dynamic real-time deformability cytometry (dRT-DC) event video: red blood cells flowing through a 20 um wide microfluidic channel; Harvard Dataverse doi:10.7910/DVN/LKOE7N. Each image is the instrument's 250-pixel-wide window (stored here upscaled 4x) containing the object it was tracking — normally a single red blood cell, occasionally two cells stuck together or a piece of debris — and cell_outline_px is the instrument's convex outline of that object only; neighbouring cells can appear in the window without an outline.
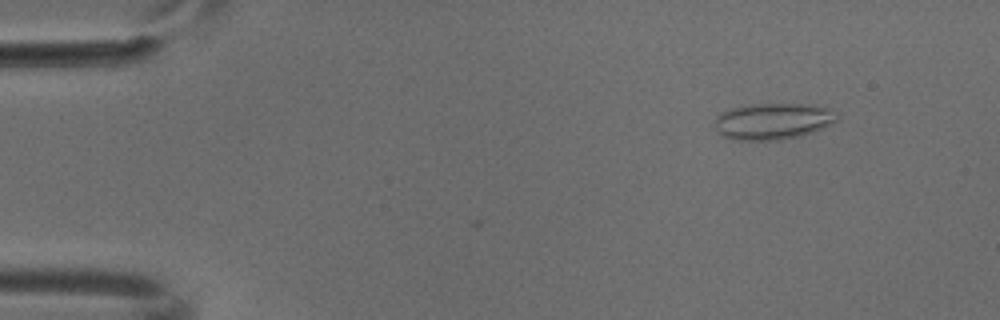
{"species": "common noctule bat (a hibernating species)", "species_latin": "Nyctalus noctula", "temperature_condition": "cold", "stored_images_in_passage": 7, "camera_frame_rate_fps": 3000, "um_per_image_px": 0.085, "animal": {"sex": "male", "body_mass_g": 18.8}, "frame": {"image": 1, "passage_image": 2, "time_ms": 0.333, "image_size_px": [1000, 320], "cell_outline_px": [[840, 120], [800, 136], [780, 140], [740, 140], [724, 136], [716, 128], [716, 116], [728, 108], [756, 104], [804, 104], [828, 108]], "centroid_in_image_um": [65.68, 10.3], "position_along_channel_um": 19.3, "area_um2": 25.49}}
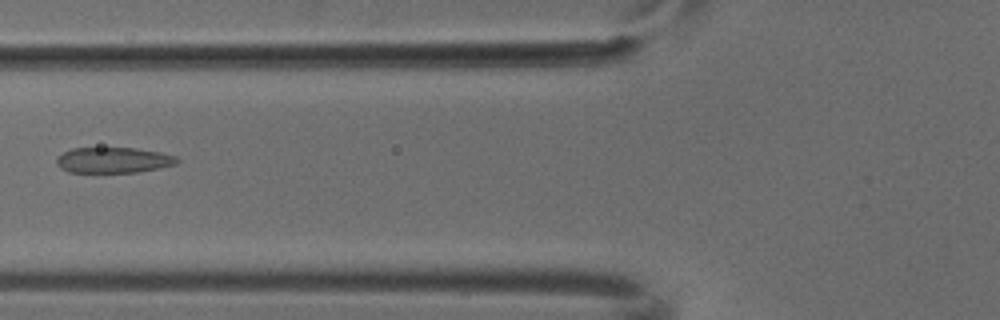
{"frame": {"image": 2, "passage_image": 6, "time_ms": 1.667, "image_size_px": [1000, 320], "cell_outline_px": [[180, 160], [176, 164], [160, 168], [136, 172], [68, 172], [60, 168], [56, 164], [56, 156], [72, 148], [136, 148], [160, 152], [176, 156]], "centroid_in_image_um": [9.63, 13.61], "position_along_channel_um": 116.2, "area_um2": 18.09}}
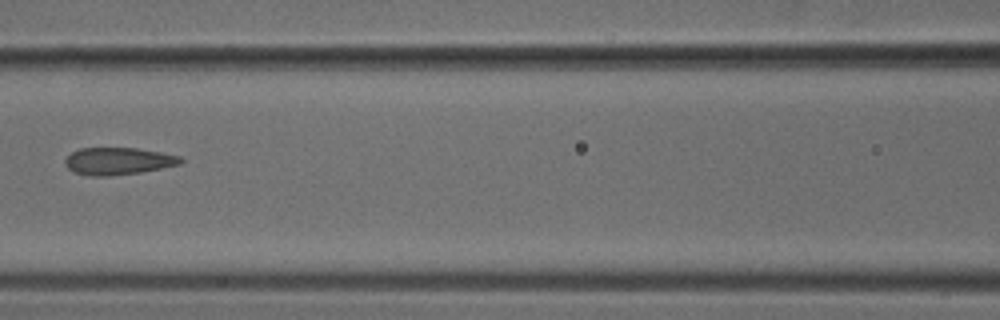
{"frame": {"image": 3, "passage_image": 7, "time_ms": 2.0, "image_size_px": [1000, 320], "cell_outline_px": [[184, 160], [180, 164], [140, 172], [108, 176], [88, 176], [76, 172], [68, 168], [64, 164], [64, 160], [72, 152], [80, 148], [136, 148], [160, 152], [180, 156]], "centroid_in_image_um": [10.03, 13.69], "position_along_channel_um": 156.6, "area_um2": 18.21}}